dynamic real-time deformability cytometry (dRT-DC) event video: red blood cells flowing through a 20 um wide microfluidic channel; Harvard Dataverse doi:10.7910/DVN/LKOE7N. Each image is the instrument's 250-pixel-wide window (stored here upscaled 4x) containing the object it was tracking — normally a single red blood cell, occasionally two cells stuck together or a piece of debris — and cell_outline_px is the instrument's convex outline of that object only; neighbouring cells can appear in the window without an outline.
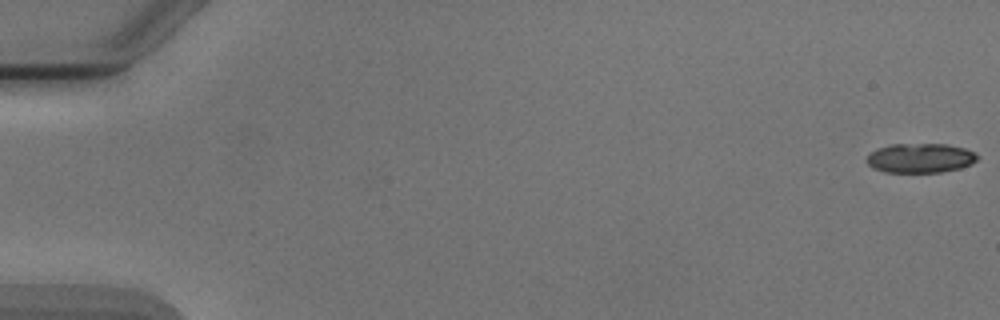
{"species": "Egyptian fruit bat (a non-hibernating species)", "species_latin": "Rousettus aegyptiacus", "temperature_condition": "cold", "stored_images_in_passage": 5, "camera_frame_rate_fps": 3000, "um_per_image_px": 0.085, "animal": {"sex": "male"}, "frame": {"image": 1, "passage_image": 1, "time_ms": 0.0, "image_size_px": [1000, 320], "cell_outline_px": [[980, 156], [972, 164], [960, 168], [940, 172], [884, 172], [872, 168], [864, 160], [868, 152], [876, 148], [888, 144], [948, 144], [964, 148], [976, 152]], "centroid_in_image_um": [78.18, 13.42], "position_along_channel_um": 6.8, "area_um2": 19.42}}